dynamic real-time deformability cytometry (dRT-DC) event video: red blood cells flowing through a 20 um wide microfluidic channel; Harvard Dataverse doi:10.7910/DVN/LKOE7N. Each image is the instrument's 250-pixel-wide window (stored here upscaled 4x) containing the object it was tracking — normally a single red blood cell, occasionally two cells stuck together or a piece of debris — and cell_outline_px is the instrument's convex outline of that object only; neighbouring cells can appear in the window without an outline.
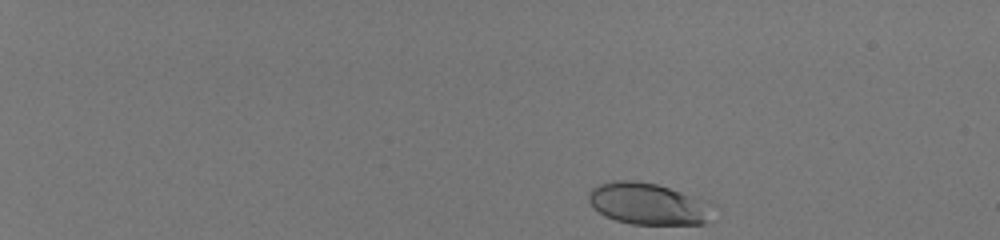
{"species": "human", "species_latin": "Homo sapiens", "temperature_condition": "room temperature", "stored_images_in_passage": 45, "camera_frame_rate_fps": 3000, "um_per_image_px": 0.085, "donor": {"sex": "male"}, "frame": {"image": 1, "passage_image": 1, "time_ms": 0.0, "image_size_px": [1000, 240], "cell_outline_px": [[720, 208], [704, 224], [632, 224], [616, 220], [604, 216], [588, 200], [588, 192], [592, 188], [600, 184], [612, 180], [632, 180], [656, 184], [712, 200]], "centroid_in_image_um": [55.24, 17.32], "position_along_channel_um": 29.8, "area_um2": 31.04}}
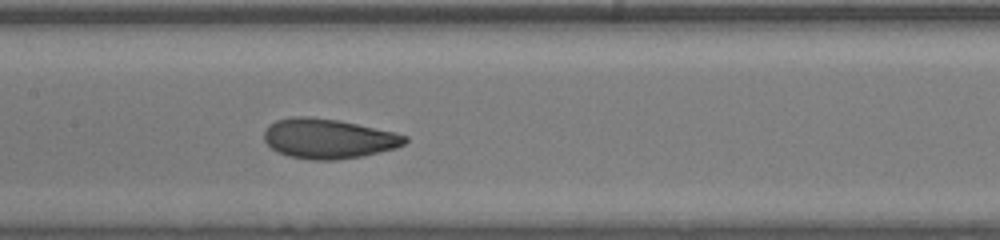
{"frame": {"image": 2, "passage_image": 24, "time_ms": 7.667, "image_size_px": [1000, 240], "cell_outline_px": [[408, 140], [404, 144], [396, 148], [364, 156], [332, 160], [312, 160], [288, 156], [272, 148], [264, 140], [264, 132], [276, 120], [292, 116], [308, 116], [336, 120], [396, 132], [408, 136]], "centroid_in_image_um": [27.94, 11.79], "position_along_channel_um": 179.5, "area_um2": 32.54}}
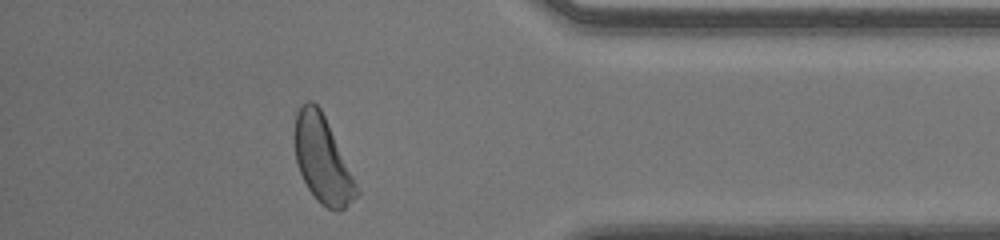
{"frame": {"image": 3, "passage_image": 42, "time_ms": 13.667, "image_size_px": [1000, 240], "cell_outline_px": [[360, 192], [340, 212], [336, 212], [320, 204], [316, 200], [308, 188], [300, 172], [296, 160], [292, 140], [292, 136], [296, 112], [300, 104], [308, 100], [312, 100], [320, 108], [360, 188]], "centroid_in_image_um": [27.38, 13.55], "position_along_channel_um": 407.8, "area_um2": 31.67}, "authors_computed_cell_mechanics": {"area_um2": 31.6166, "velocity_mm_per_s": 4.0352, "shape_relaxation_time_tau1_ms": 3.6227, "shape_relaxation_time_tau2_ms": 0.8577, "deformation_change_tau1": 0.1587, "deformation_change_tau2": 0.0604}}